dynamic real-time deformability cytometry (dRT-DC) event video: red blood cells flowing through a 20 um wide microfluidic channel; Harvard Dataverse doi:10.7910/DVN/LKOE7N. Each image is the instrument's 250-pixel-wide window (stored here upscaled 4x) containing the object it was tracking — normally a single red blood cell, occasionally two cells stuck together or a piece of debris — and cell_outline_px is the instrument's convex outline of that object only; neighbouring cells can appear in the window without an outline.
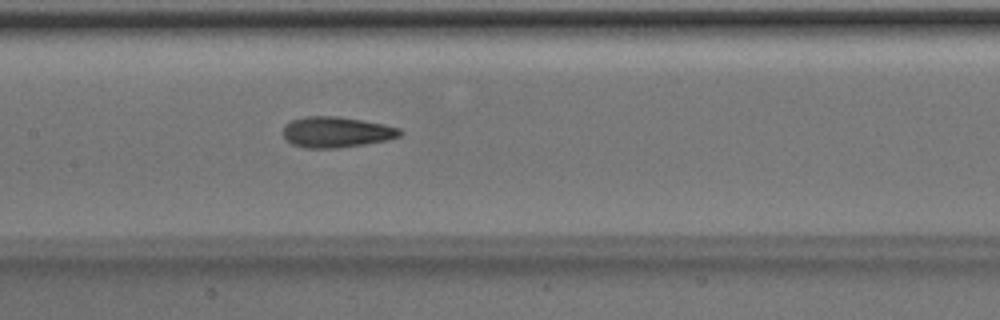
{"species": "Egyptian fruit bat (a non-hibernating species)", "species_latin": "Rousettus aegyptiacus", "temperature_condition": "room temperature", "stored_images_in_passage": 36, "camera_frame_rate_fps": 3000, "um_per_image_px": 0.085, "animal": {"sex": "male"}, "frame": {"image": 1, "passage_image": 16, "time_ms": 5.0, "image_size_px": [1000, 320], "cell_outline_px": [[404, 132], [400, 136], [388, 140], [364, 144], [336, 148], [304, 148], [292, 144], [284, 136], [284, 124], [292, 120], [304, 116], [336, 116], [384, 124], [400, 128]], "centroid_in_image_um": [28.6, 11.23], "position_along_channel_um": 178.8, "area_um2": 20.92}}
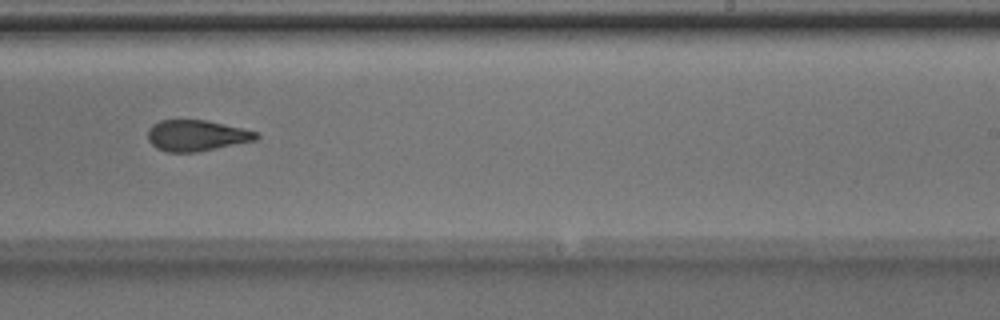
{"frame": {"image": 2, "passage_image": 23, "time_ms": 7.333, "image_size_px": [1000, 320], "cell_outline_px": [[260, 136], [256, 140], [196, 152], [168, 152], [156, 148], [148, 140], [148, 128], [152, 124], [160, 120], [208, 120], [256, 132]], "centroid_in_image_um": [16.66, 11.52], "position_along_channel_um": 272.3, "area_um2": 19.48}}
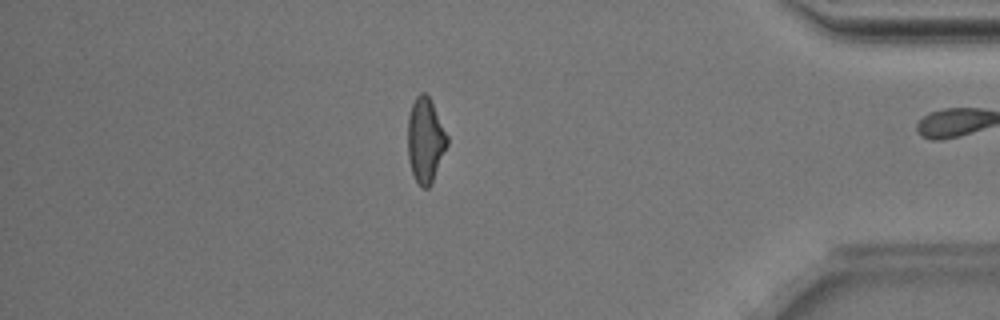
{"frame": {"image": 3, "passage_image": 35, "time_ms": 11.333, "image_size_px": [1000, 320], "cell_outline_px": [[448, 144], [432, 184], [428, 188], [424, 188], [416, 180], [412, 172], [408, 160], [408, 116], [412, 104], [416, 96], [420, 92], [424, 92], [428, 96], [448, 136]], "centroid_in_image_um": [36.15, 11.93], "position_along_channel_um": 399.0, "area_um2": 19.36}, "authors_computed_cell_mechanics": {"area_um2": 20.1722, "velocity_mm_per_s": 4.0313, "shape_relaxation_time_tau1_ms": 2.8917, "shape_relaxation_time_tau2_ms": 2.5095, "deformation_change_tau1": 0.1531, "deformation_change_tau2": 0.1095}}